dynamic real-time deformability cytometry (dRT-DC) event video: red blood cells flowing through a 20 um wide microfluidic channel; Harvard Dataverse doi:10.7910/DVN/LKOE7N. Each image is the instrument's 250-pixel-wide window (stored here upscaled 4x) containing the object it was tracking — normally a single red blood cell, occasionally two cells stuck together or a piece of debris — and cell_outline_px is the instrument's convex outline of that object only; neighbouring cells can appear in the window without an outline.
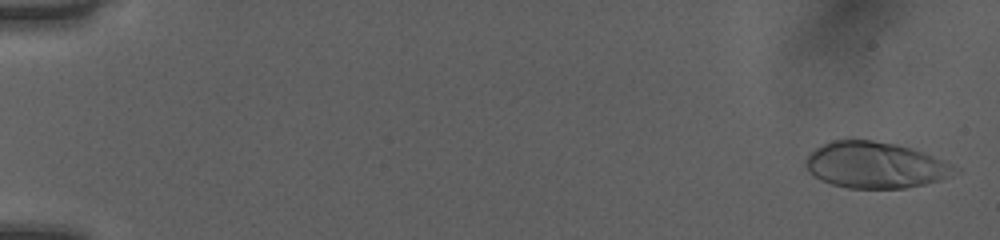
{"species": "human", "species_latin": "Homo sapiens", "temperature_condition": "room temperature", "stored_images_in_passage": 52, "camera_frame_rate_fps": 3000, "um_per_image_px": 0.085, "donor": {"sex": "female"}, "frame": {"image": 1, "passage_image": 2, "time_ms": 0.333, "image_size_px": [1000, 240], "cell_outline_px": [[952, 172], [940, 180], [924, 184], [904, 188], [848, 188], [832, 184], [820, 180], [808, 172], [804, 164], [808, 156], [816, 148], [824, 144], [836, 140], [872, 140], [896, 144], [912, 148], [932, 156], [948, 164], [952, 168]], "centroid_in_image_um": [74.29, 14.03], "position_along_channel_um": 10.7, "area_um2": 39.3}}
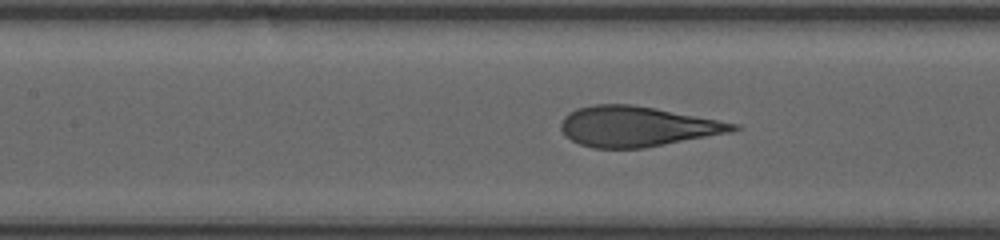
{"frame": {"image": 2, "passage_image": 25, "time_ms": 8.0, "image_size_px": [1000, 240], "cell_outline_px": [[740, 128], [732, 132], [644, 148], [592, 148], [580, 144], [572, 140], [560, 128], [560, 124], [564, 116], [576, 108], [592, 104], [632, 104], [656, 108], [740, 124]], "centroid_in_image_um": [54.15, 10.74], "position_along_channel_um": 153.2, "area_um2": 40.34}}
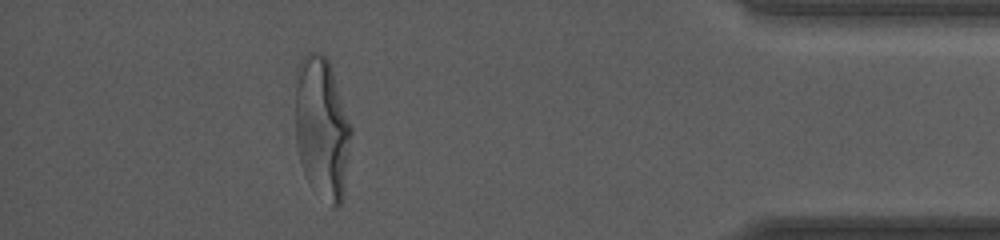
{"frame": {"image": 3, "passage_image": 47, "time_ms": 15.333, "image_size_px": [1000, 240], "cell_outline_px": [[352, 136], [344, 196], [340, 204], [336, 208], [332, 208], [308, 184], [300, 160], [296, 144], [296, 68], [300, 60], [308, 52], [320, 52], [328, 60], [332, 68], [352, 124]], "centroid_in_image_um": [27.39, 10.91], "position_along_channel_um": 407.8, "area_um2": 47.11}, "authors_computed_cell_mechanics": {"area_um2": 40.4889, "velocity_mm_per_s": 4.0383, "shape_relaxation_time_tau1_ms": 5.2407, "shape_relaxation_time_tau2_ms": null, "deformation_change_tau1": 0.2375, "deformation_change_tau2": null}}